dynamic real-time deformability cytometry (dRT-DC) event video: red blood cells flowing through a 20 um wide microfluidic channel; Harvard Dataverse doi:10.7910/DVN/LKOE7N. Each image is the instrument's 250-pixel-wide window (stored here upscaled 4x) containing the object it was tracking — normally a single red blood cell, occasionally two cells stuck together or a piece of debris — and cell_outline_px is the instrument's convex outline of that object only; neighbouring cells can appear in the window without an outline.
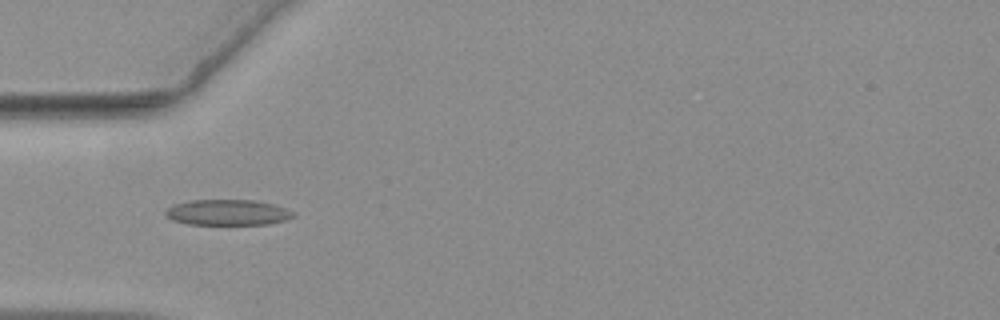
{"species": "common noctule bat (a hibernating species)", "species_latin": "Nyctalus noctula", "temperature_condition": "warm", "stored_images_in_passage": 16, "camera_frame_rate_fps": 3000, "um_per_image_px": 0.085, "animal": {"sex": "female", "body_mass_g": 19.3, "forearm_length_mm": 54.1}, "frame": {"image": 1, "passage_image": 3, "time_ms": 0.667, "image_size_px": [1000, 320], "cell_outline_px": [[296, 216], [284, 220], [268, 224], [188, 224], [172, 220], [164, 212], [172, 204], [192, 200], [256, 200], [272, 204], [296, 212]], "centroid_in_image_um": [19.35, 18.05], "position_along_channel_um": 65.6, "area_um2": 19.07}}